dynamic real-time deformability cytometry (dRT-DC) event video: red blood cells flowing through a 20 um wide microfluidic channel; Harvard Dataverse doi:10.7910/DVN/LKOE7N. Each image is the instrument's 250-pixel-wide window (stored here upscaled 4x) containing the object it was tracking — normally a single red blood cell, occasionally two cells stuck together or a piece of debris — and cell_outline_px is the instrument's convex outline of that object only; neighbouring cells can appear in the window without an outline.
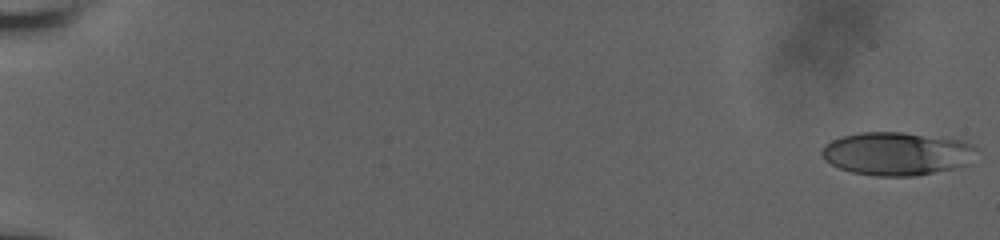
{"species": "human", "species_latin": "Homo sapiens", "temperature_condition": "room temperature", "stored_images_in_passage": 6, "camera_frame_rate_fps": 3000, "um_per_image_px": 0.085, "donor": {"sex": "male"}, "frame": {"image": 1, "passage_image": 1, "time_ms": 0.0, "image_size_px": [1000, 240], "cell_outline_px": [[976, 148], [968, 164], [952, 168], [912, 176], [876, 176], [852, 172], [840, 168], [824, 160], [820, 152], [832, 140], [844, 136], [860, 132], [904, 132], [964, 140], [972, 144]], "centroid_in_image_um": [76.22, 13.05], "position_along_channel_um": 8.8, "area_um2": 38.61}}